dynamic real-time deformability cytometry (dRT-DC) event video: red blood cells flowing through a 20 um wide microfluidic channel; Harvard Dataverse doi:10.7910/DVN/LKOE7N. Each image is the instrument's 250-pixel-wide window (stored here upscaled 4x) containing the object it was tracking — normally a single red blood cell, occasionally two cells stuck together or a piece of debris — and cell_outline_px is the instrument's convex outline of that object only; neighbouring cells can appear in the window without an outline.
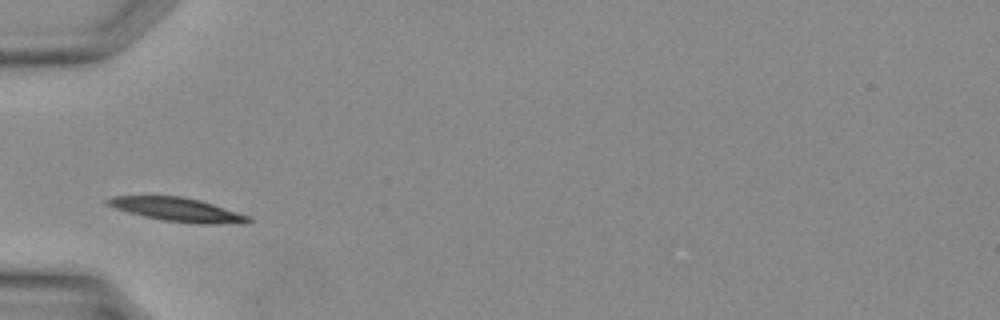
{"species": "Egyptian fruit bat (a non-hibernating species)", "species_latin": "Rousettus aegyptiacus", "temperature_condition": "warm", "stored_images_in_passage": 24, "camera_frame_rate_fps": 3000, "um_per_image_px": 0.085, "animal": {"sex": "female"}, "frame": {"image": 1, "passage_image": 4, "time_ms": 1.0, "image_size_px": [1000, 320], "cell_outline_px": [[252, 220], [248, 224], [196, 224], [164, 220], [144, 216], [128, 212], [104, 204], [104, 200], [112, 196], [180, 196], [200, 200], [248, 216]], "centroid_in_image_um": [15.08, 17.82], "position_along_channel_um": 69.9, "area_um2": 19.42}}
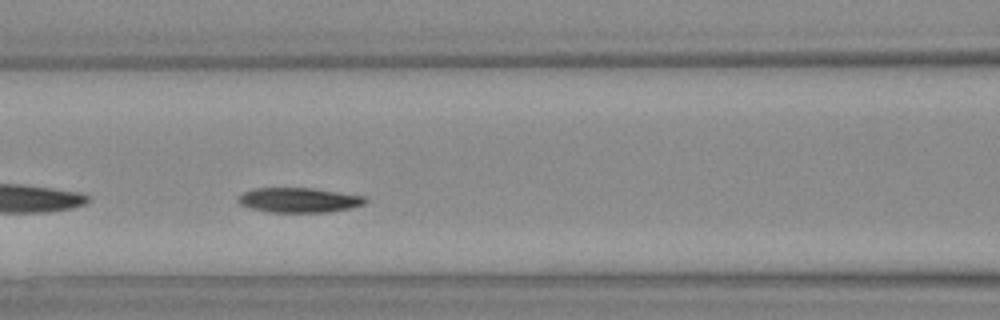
{"frame": {"image": 2, "passage_image": 8, "time_ms": 2.333, "image_size_px": [1000, 320], "cell_outline_px": [[368, 200], [364, 204], [348, 208], [328, 212], [268, 212], [248, 208], [240, 204], [236, 200], [244, 192], [256, 188], [312, 188], [364, 196]], "centroid_in_image_um": [25.38, 17.01], "position_along_channel_um": 141.2, "area_um2": 18.26}}